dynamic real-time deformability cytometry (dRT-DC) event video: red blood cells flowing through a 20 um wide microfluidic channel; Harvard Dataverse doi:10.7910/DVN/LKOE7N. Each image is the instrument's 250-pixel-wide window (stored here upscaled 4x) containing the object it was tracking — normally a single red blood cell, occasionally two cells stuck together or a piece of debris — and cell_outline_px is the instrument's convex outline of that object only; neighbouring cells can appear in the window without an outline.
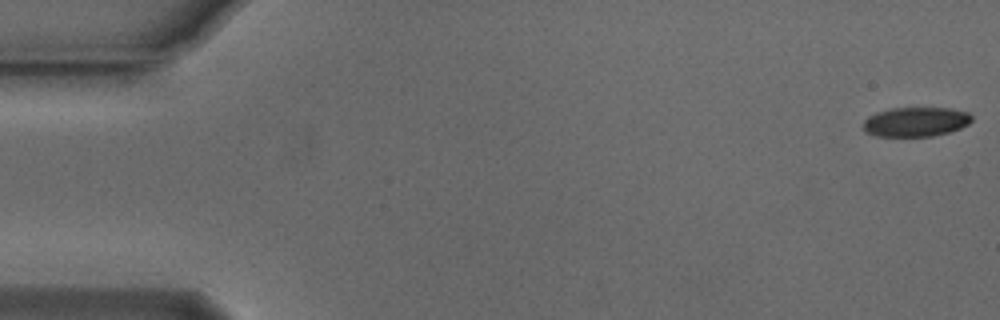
{"species": "Egyptian fruit bat (a non-hibernating species)", "species_latin": "Rousettus aegyptiacus", "temperature_condition": "cold", "stored_images_in_passage": 54, "camera_frame_rate_fps": 3000, "um_per_image_px": 0.085, "animal": {"sex": "male"}, "frame": {"image": 1, "passage_image": 1, "time_ms": 0.0, "image_size_px": [1000, 320], "cell_outline_px": [[972, 120], [968, 124], [960, 128], [948, 132], [932, 136], [876, 136], [864, 132], [864, 120], [868, 116], [876, 112], [892, 108], [948, 108], [968, 112], [972, 116]], "centroid_in_image_um": [77.82, 10.35], "position_along_channel_um": 7.2, "area_um2": 18.61}}
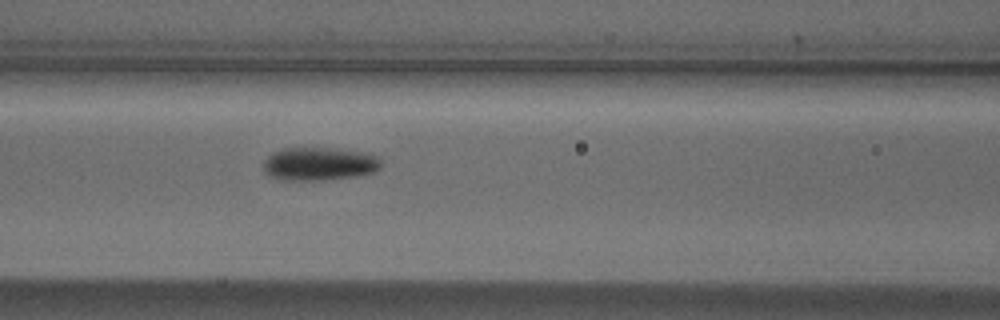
{"frame": {"image": 2, "passage_image": 23, "time_ms": 7.333, "image_size_px": [1000, 320], "cell_outline_px": [[380, 168], [372, 172], [356, 176], [324, 180], [280, 180], [268, 176], [264, 172], [264, 160], [272, 152], [280, 148], [348, 148], [368, 152], [376, 156], [380, 160]], "centroid_in_image_um": [27.12, 13.91], "position_along_channel_um": 139.5, "area_um2": 23.24}}
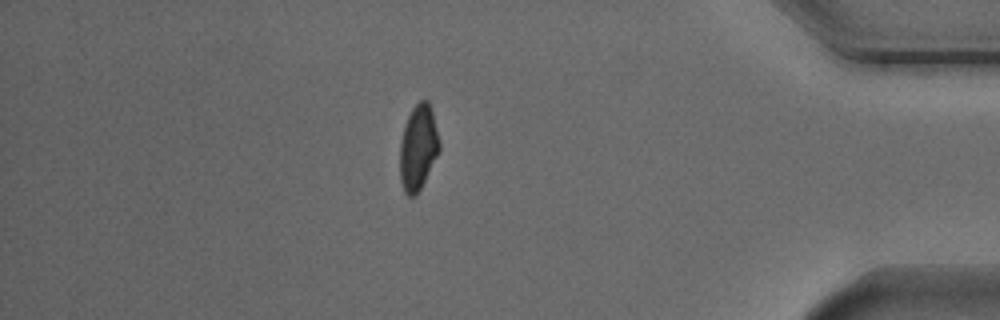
{"frame": {"image": 3, "passage_image": 47, "time_ms": 15.333, "image_size_px": [1000, 320], "cell_outline_px": [[440, 152], [416, 196], [408, 196], [404, 192], [400, 180], [400, 140], [408, 116], [412, 108], [420, 100], [428, 100], [432, 112], [440, 144]], "centroid_in_image_um": [35.54, 12.57], "position_along_channel_um": 399.7, "area_um2": 19.59}, "authors_computed_cell_mechanics": {"area_um2": 20.7502, "velocity_mm_per_s": 3.7669, "shape_relaxation_time_tau1_ms": 2.8745, "shape_relaxation_time_tau2_ms": 6.9005, "deformation_change_tau1": 0.1129, "deformation_change_tau2": 0.1034}}